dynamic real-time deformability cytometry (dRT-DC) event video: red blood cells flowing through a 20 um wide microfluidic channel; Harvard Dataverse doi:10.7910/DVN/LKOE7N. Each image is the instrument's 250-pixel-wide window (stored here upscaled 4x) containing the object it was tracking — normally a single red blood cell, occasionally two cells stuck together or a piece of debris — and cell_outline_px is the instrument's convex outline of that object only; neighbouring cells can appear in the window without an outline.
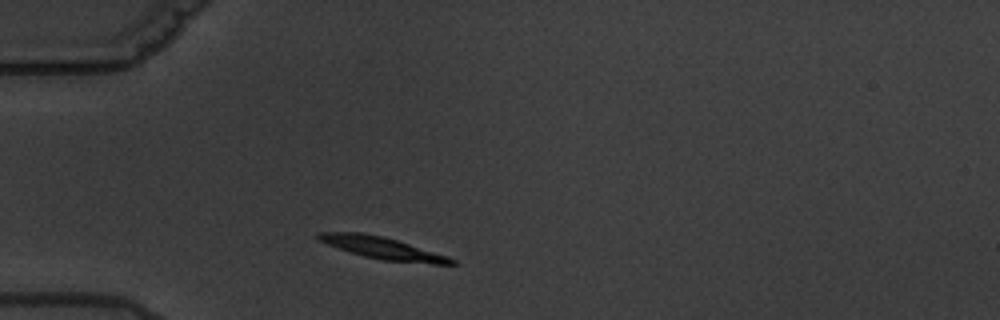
{"species": "common noctule bat (a hibernating species)", "species_latin": "Nyctalus noctula", "temperature_condition": "warm", "stored_images_in_passage": 8, "camera_frame_rate_fps": 3000, "um_per_image_px": 0.085, "animal": {"sex": "male", "body_mass_g": 19.5, "forearm_length_mm": 54.6}, "frame": {"image": 1, "passage_image": 1, "time_ms": 0.0, "image_size_px": [1000, 320], "cell_outline_px": [[456, 264], [432, 264], [380, 260], [348, 252], [316, 240], [316, 232], [360, 232], [384, 236], [448, 256], [456, 260]], "centroid_in_image_um": [32.46, 21.08], "position_along_channel_um": 52.5, "area_um2": 17.28}}